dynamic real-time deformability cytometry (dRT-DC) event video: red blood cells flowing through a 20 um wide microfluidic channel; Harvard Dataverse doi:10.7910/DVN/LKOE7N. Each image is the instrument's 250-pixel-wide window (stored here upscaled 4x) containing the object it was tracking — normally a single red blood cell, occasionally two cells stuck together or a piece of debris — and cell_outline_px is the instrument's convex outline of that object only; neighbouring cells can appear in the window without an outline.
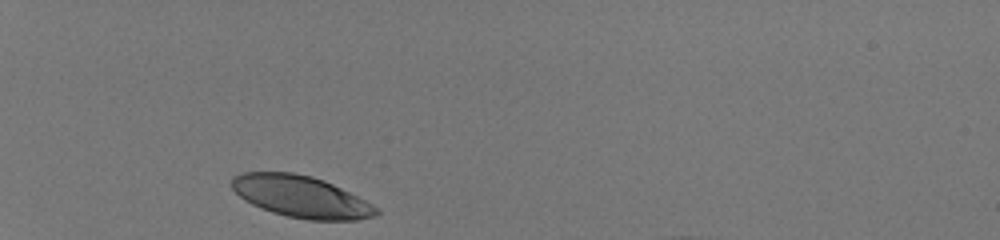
{"species": "human", "species_latin": "Homo sapiens", "temperature_condition": "room temperature", "stored_images_in_passage": 30, "camera_frame_rate_fps": 3000, "um_per_image_px": 0.085, "donor": {"sex": "male"}, "frame": {"image": 1, "passage_image": 1, "time_ms": 0.0, "image_size_px": [1000, 240], "cell_outline_px": [[380, 212], [372, 216], [356, 220], [308, 220], [288, 216], [272, 212], [252, 204], [244, 200], [232, 188], [232, 176], [240, 172], [292, 172], [312, 176], [324, 180], [380, 208]], "centroid_in_image_um": [25.56, 16.7], "position_along_channel_um": 59.4, "area_um2": 34.91}}
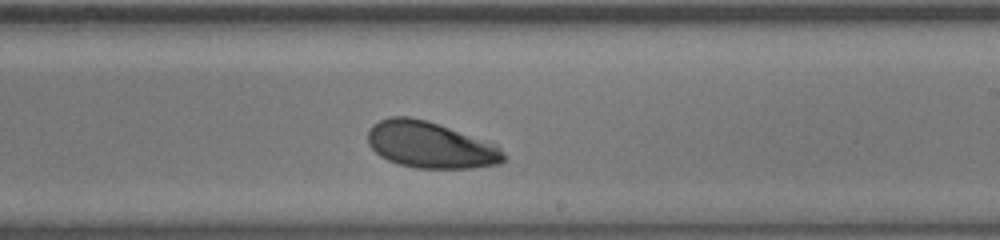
{"frame": {"image": 2, "passage_image": 18, "time_ms": 5.667, "image_size_px": [1000, 240], "cell_outline_px": [[504, 160], [500, 164], [472, 168], [416, 168], [400, 164], [388, 160], [380, 156], [368, 144], [368, 132], [372, 124], [388, 116], [408, 116], [424, 120], [496, 144], [504, 152]], "centroid_in_image_um": [36.56, 12.33], "position_along_channel_um": 252.4, "area_um2": 36.41}}
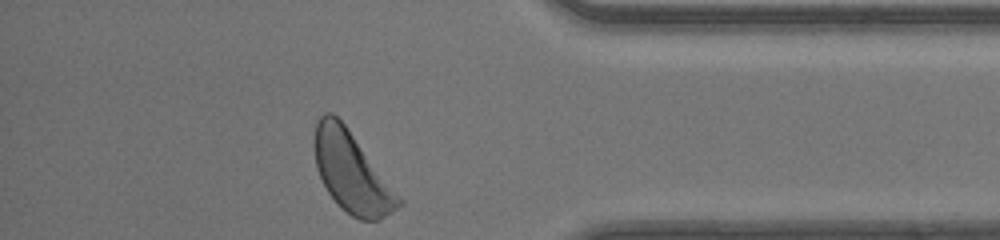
{"frame": {"image": 3, "passage_image": 30, "time_ms": 9.667, "image_size_px": [1000, 240], "cell_outline_px": [[404, 204], [380, 220], [360, 220], [352, 216], [340, 208], [336, 204], [328, 192], [316, 168], [312, 144], [316, 120], [324, 112], [332, 112], [344, 124], [404, 200]], "centroid_in_image_um": [29.87, 14.65], "position_along_channel_um": 405.3, "area_um2": 39.59}, "authors_computed_cell_mechanics": {"area_um2": 36.8764, "velocity_mm_per_s": 4.0956, "shape_relaxation_time_tau1_ms": 1.5199, "shape_relaxation_time_tau2_ms": null, "deformation_change_tau1": 0.1143, "deformation_change_tau2": null}}